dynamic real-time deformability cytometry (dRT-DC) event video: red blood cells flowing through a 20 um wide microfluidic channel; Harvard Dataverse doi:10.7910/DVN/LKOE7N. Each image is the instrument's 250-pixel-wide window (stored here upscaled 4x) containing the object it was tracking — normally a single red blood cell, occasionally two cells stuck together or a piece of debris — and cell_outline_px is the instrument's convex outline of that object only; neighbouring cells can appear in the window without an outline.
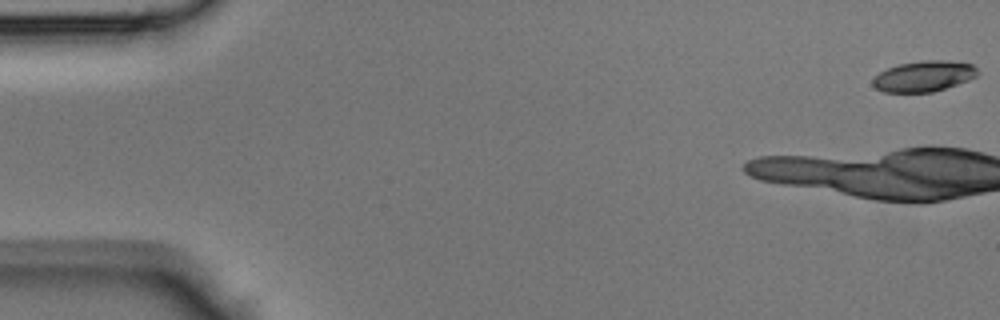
{"species": "Egyptian fruit bat (a non-hibernating species)", "species_latin": "Rousettus aegyptiacus", "temperature_condition": "room temperature", "stored_images_in_passage": 10, "camera_frame_rate_fps": 3000, "um_per_image_px": 0.085, "animal": {"sex": "male"}, "frame": {"image": 1, "passage_image": 1, "time_ms": 0.0, "image_size_px": [1000, 320], "cell_outline_px": [[980, 72], [976, 76], [968, 80], [932, 92], [884, 92], [876, 88], [872, 84], [872, 80], [880, 72], [888, 68], [900, 64], [920, 60], [948, 60], [972, 64]], "centroid_in_image_um": [78.53, 6.47], "position_along_channel_um": 6.5, "area_um2": 18.67}}